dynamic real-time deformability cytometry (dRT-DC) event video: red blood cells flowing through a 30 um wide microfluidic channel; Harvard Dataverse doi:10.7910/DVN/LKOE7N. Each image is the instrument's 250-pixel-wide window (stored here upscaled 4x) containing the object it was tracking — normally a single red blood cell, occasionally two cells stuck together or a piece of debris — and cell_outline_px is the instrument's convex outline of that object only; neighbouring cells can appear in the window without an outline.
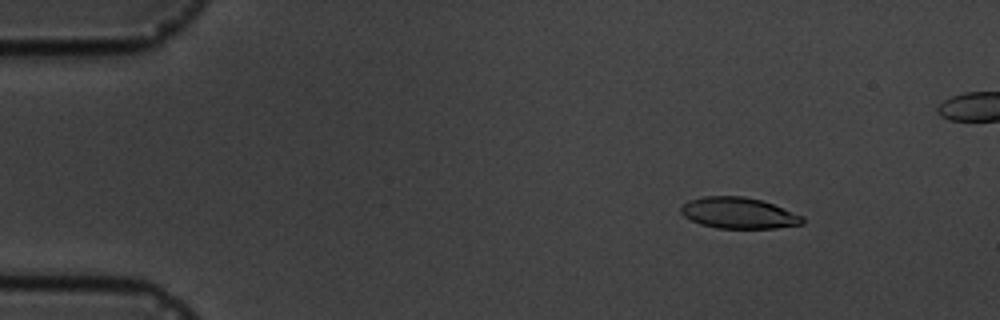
{"species": "common noctule bat (a hibernating species)", "species_latin": "Nyctalus noctula", "temperature_condition": "cold", "stored_images_in_passage": 5, "camera_frame_rate_fps": 3000, "um_per_image_px": 0.085, "animal": {"sex": "male", "body_mass_g": 19.5, "forearm_length_mm": 54.6}, "frame": {"image": 1, "passage_image": 2, "time_ms": 2.0, "image_size_px": [1000, 320], "cell_outline_px": [[804, 224], [776, 228], [716, 228], [700, 224], [684, 216], [680, 212], [680, 204], [688, 200], [704, 196], [744, 196], [760, 200], [772, 204], [804, 216]], "centroid_in_image_um": [62.76, 18.1], "position_along_channel_um": 22.2, "area_um2": 22.14}}